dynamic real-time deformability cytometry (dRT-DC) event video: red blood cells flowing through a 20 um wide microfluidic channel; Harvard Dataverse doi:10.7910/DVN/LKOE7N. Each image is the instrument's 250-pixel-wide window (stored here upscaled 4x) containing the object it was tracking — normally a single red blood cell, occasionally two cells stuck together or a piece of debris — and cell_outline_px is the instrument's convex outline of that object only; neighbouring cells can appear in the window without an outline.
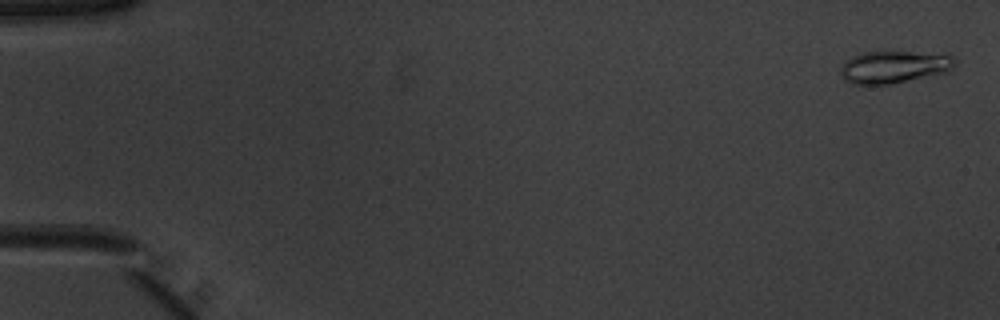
{"species": "common noctule bat (a hibernating species)", "species_latin": "Nyctalus noctula", "temperature_condition": "warm", "stored_images_in_passage": 53, "camera_frame_rate_fps": 3000, "um_per_image_px": 0.085, "animal": {"sex": "male", "body_mass_g": 20.1, "forearm_length_mm": 53.5}, "frame": {"image": 1, "passage_image": 2, "time_ms": 0.333, "image_size_px": [1000, 320], "cell_outline_px": [[956, 64], [948, 72], [892, 84], [852, 84], [844, 80], [840, 72], [840, 68], [852, 56], [860, 52], [912, 52], [952, 56], [956, 60]], "centroid_in_image_um": [75.97, 5.7], "position_along_channel_um": 9.0, "area_um2": 21.39}}
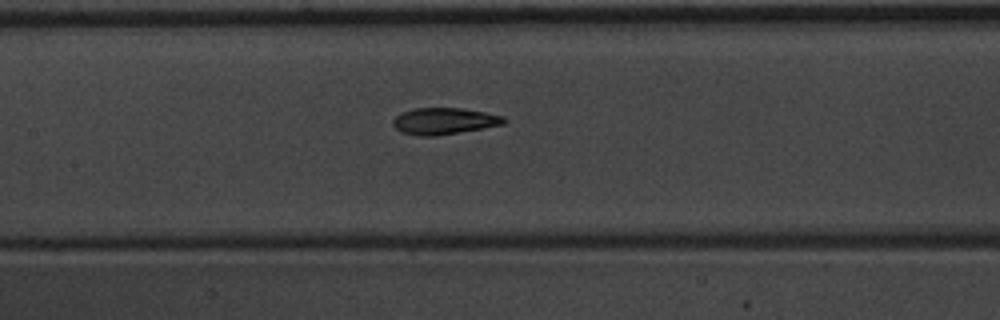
{"frame": {"image": 2, "passage_image": 26, "time_ms": 8.333, "image_size_px": [1000, 320], "cell_outline_px": [[508, 120], [504, 124], [436, 136], [420, 136], [400, 132], [392, 124], [392, 120], [396, 116], [404, 112], [416, 108], [460, 108], [484, 112], [504, 116]], "centroid_in_image_um": [37.75, 10.29], "position_along_channel_um": 169.7, "area_um2": 17.05}}
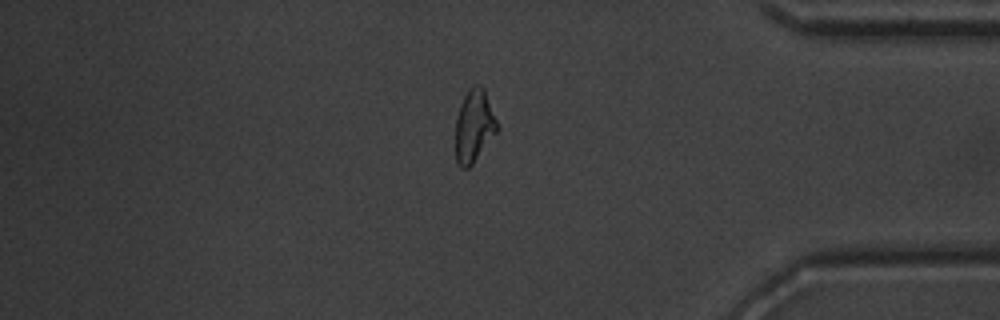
{"frame": {"image": 3, "passage_image": 45, "time_ms": 14.667, "image_size_px": [1000, 320], "cell_outline_px": [[500, 128], [472, 164], [468, 168], [460, 168], [456, 160], [456, 116], [460, 104], [468, 88], [472, 84], [480, 84], [484, 88]], "centroid_in_image_um": [40.3, 10.67], "position_along_channel_um": 394.9, "area_um2": 17.74}, "authors_computed_cell_mechanics": {"area_um2": 17.7446, "velocity_mm_per_s": 3.9232, "shape_relaxation_time_tau1_ms": 4.8998, "shape_relaxation_time_tau2_ms": 2.5399, "deformation_change_tau1": 0.184, "deformation_change_tau2": 0.0667}}